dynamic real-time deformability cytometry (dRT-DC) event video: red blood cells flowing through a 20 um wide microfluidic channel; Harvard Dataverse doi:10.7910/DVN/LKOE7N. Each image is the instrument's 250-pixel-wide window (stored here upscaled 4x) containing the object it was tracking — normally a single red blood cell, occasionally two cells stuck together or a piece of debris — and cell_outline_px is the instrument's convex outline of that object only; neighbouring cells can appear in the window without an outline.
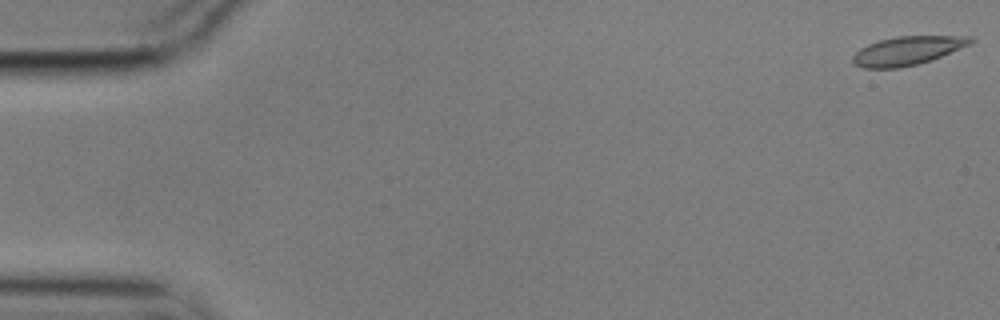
{"species": "common noctule bat (a hibernating species)", "species_latin": "Nyctalus noctula", "temperature_condition": "cold", "stored_images_in_passage": 8, "camera_frame_rate_fps": 3000, "um_per_image_px": 0.085, "animal": {"sex": "male", "body_mass_g": 17.9}, "frame": {"image": 1, "passage_image": 1, "time_ms": 0.0, "image_size_px": [1000, 320], "cell_outline_px": [[976, 40], [972, 44], [932, 60], [900, 68], [864, 68], [852, 64], [852, 56], [860, 48], [868, 44], [880, 40], [896, 36], [972, 36]], "centroid_in_image_um": [77.15, 4.31], "position_along_channel_um": 7.8, "area_um2": 19.88}}
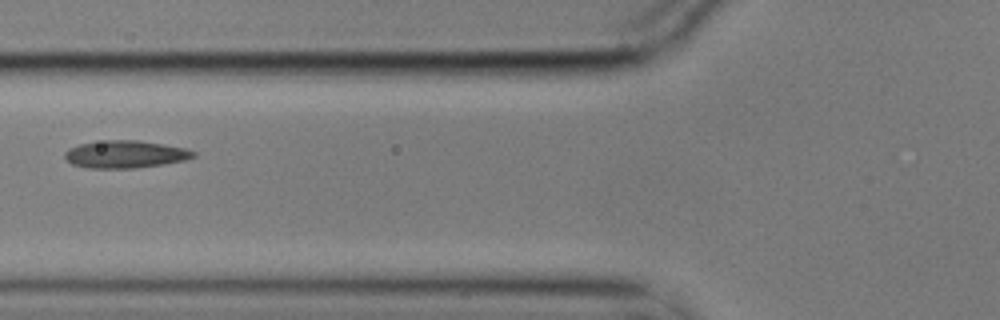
{"frame": {"image": 2, "passage_image": 7, "time_ms": 2.0, "image_size_px": [1000, 320], "cell_outline_px": [[196, 156], [184, 160], [164, 164], [136, 168], [84, 168], [72, 164], [64, 156], [64, 152], [68, 148], [80, 144], [104, 140], [140, 140], [184, 148], [196, 152]], "centroid_in_image_um": [10.63, 13.11], "position_along_channel_um": 115.2, "area_um2": 20.63}}
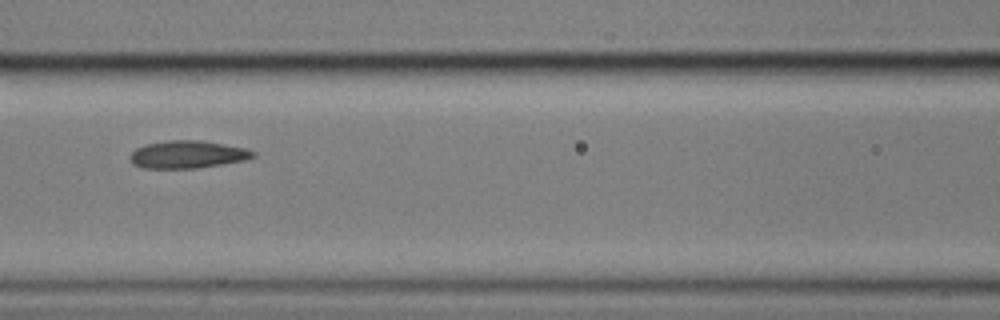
{"frame": {"image": 3, "passage_image": 8, "time_ms": 2.333, "image_size_px": [1000, 320], "cell_outline_px": [[256, 156], [244, 160], [196, 168], [144, 168], [132, 164], [128, 156], [136, 148], [144, 144], [168, 140], [200, 140], [244, 148], [256, 152]], "centroid_in_image_um": [15.89, 13.12], "position_along_channel_um": 150.7, "area_um2": 19.71}}